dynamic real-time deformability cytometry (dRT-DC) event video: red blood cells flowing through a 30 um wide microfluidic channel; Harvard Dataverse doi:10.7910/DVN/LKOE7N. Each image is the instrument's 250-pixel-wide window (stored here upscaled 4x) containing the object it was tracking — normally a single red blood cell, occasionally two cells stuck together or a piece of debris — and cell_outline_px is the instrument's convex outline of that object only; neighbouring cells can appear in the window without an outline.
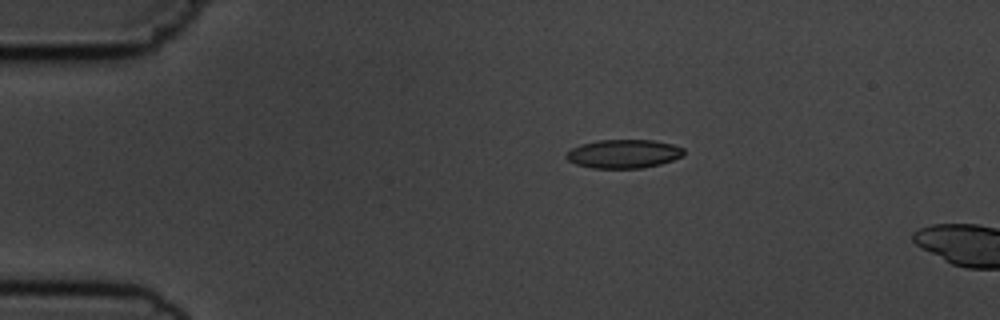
{"species": "common noctule bat (a hibernating species)", "species_latin": "Nyctalus noctula", "temperature_condition": "cold", "stored_images_in_passage": 6, "camera_frame_rate_fps": 3000, "um_per_image_px": 0.085, "animal": {"sex": "male", "body_mass_g": 19.5, "forearm_length_mm": 54.6}, "frame": {"image": 1, "passage_image": 4, "time_ms": 3.333, "image_size_px": [1000, 320], "cell_outline_px": [[684, 156], [660, 164], [644, 168], [592, 168], [576, 164], [568, 160], [564, 156], [572, 148], [580, 144], [596, 140], [652, 140], [672, 144], [684, 148]], "centroid_in_image_um": [53.01, 13.07], "position_along_channel_um": 32.0, "area_um2": 19.71}}